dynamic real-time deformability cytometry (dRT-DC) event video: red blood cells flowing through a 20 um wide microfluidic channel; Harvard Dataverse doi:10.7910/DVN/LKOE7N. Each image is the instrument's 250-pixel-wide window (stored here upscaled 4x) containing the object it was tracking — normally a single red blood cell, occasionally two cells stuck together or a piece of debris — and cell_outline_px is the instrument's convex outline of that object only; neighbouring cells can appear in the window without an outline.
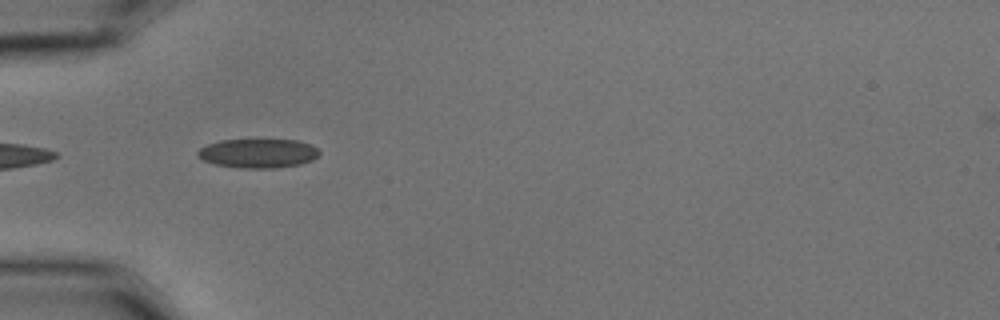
{"species": "common noctule bat (a hibernating species)", "species_latin": "Nyctalus noctula", "temperature_condition": "cold", "stored_images_in_passage": 5, "camera_frame_rate_fps": 3000, "um_per_image_px": 0.085, "animal": {"sex": "male", "body_mass_g": 15.6}, "frame": {"image": 1, "passage_image": 5, "time_ms": 1.333, "image_size_px": [1000, 320], "cell_outline_px": [[320, 152], [312, 160], [300, 164], [276, 168], [240, 168], [216, 164], [204, 160], [196, 156], [196, 152], [200, 148], [208, 144], [220, 140], [256, 136], [296, 140], [312, 144]], "centroid_in_image_um": [21.92, 12.97], "position_along_channel_um": 63.1, "area_um2": 21.68}}